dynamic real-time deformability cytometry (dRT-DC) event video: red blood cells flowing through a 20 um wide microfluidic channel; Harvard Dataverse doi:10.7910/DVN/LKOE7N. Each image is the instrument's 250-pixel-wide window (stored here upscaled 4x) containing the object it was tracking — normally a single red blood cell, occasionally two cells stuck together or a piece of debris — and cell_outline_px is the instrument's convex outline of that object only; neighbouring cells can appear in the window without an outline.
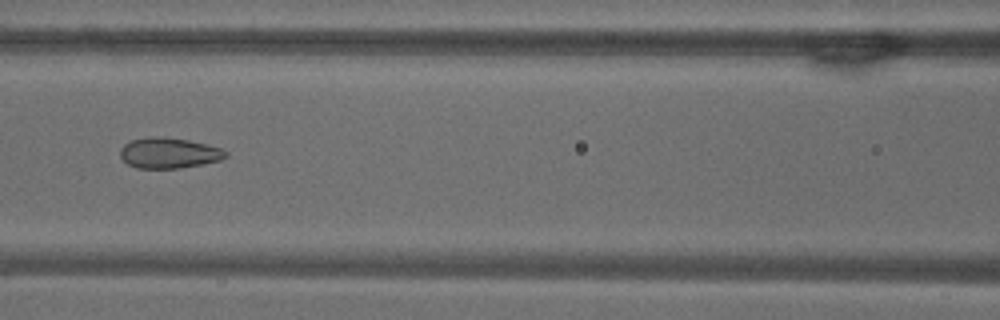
{"species": "common noctule bat (a hibernating species)", "species_latin": "Nyctalus noctula", "temperature_condition": "warm", "stored_images_in_passage": 8, "camera_frame_rate_fps": 3000, "um_per_image_px": 0.085, "animal": {"sex": "male", "body_mass_g": 18.8}, "frame": {"image": 1, "passage_image": 6, "time_ms": 1.667, "image_size_px": [1000, 320], "cell_outline_px": [[228, 156], [220, 160], [180, 168], [136, 168], [128, 164], [120, 156], [120, 148], [124, 144], [132, 140], [148, 136], [160, 136], [188, 140], [208, 144], [220, 148], [228, 152]], "centroid_in_image_um": [14.35, 12.99], "position_along_channel_um": 152.3, "area_um2": 18.84}}
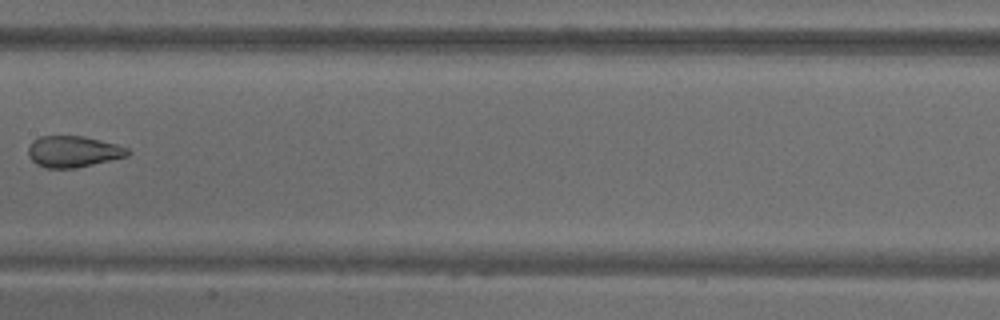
{"frame": {"image": 2, "passage_image": 7, "time_ms": 2.0, "image_size_px": [1000, 320], "cell_outline_px": [[132, 152], [128, 156], [76, 168], [44, 168], [36, 164], [28, 156], [28, 148], [32, 140], [40, 136], [84, 136], [116, 144], [128, 148]], "centroid_in_image_um": [6.22, 12.88], "position_along_channel_um": 201.2, "area_um2": 18.26}}
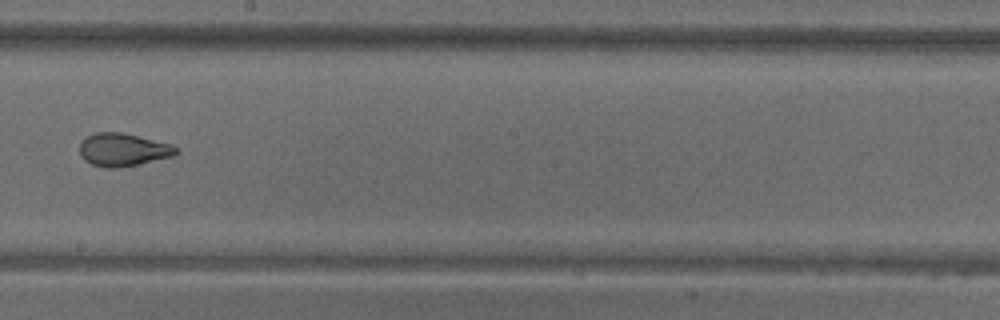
{"frame": {"image": 3, "passage_image": 8, "time_ms": 2.333, "image_size_px": [1000, 320], "cell_outline_px": [[180, 152], [172, 156], [136, 164], [116, 168], [104, 168], [92, 164], [84, 160], [80, 156], [80, 144], [88, 136], [96, 132], [124, 132], [172, 144], [180, 148]], "centroid_in_image_um": [10.48, 12.71], "position_along_channel_um": 237.7, "area_um2": 18.55}}